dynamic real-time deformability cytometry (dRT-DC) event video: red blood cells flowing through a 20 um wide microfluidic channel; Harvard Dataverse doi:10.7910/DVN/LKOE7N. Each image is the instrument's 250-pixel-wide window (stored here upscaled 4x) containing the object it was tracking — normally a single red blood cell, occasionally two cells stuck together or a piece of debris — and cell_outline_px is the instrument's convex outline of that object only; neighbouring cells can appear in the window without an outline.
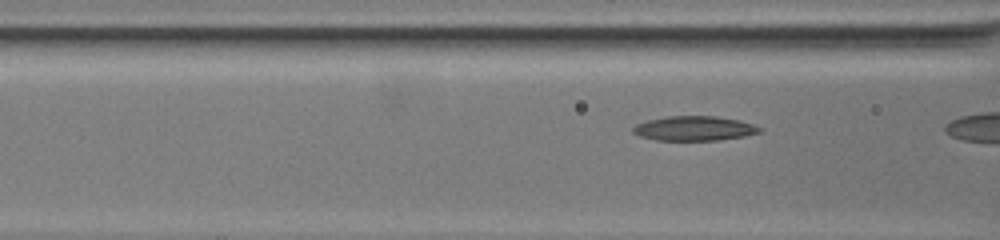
{"species": "common noctule bat (a hibernating species)", "species_latin": "Nyctalus noctula", "temperature_condition": "warm", "stored_images_in_passage": 12, "camera_frame_rate_fps": 3000, "um_per_image_px": 0.085, "animal": {"sex": "female", "body_mass_g": 19.5, "forearm_length_mm": 54.1}, "frame": {"image": 1, "passage_image": 10, "time_ms": 1.667, "image_size_px": [1000, 240], "cell_outline_px": [[760, 132], [744, 136], [716, 140], [656, 140], [640, 136], [632, 132], [632, 128], [636, 124], [648, 120], [664, 116], [716, 116], [740, 120], [752, 124], [760, 128]], "centroid_in_image_um": [58.97, 10.91], "position_along_channel_um": 107.6, "area_um2": 18.03}}